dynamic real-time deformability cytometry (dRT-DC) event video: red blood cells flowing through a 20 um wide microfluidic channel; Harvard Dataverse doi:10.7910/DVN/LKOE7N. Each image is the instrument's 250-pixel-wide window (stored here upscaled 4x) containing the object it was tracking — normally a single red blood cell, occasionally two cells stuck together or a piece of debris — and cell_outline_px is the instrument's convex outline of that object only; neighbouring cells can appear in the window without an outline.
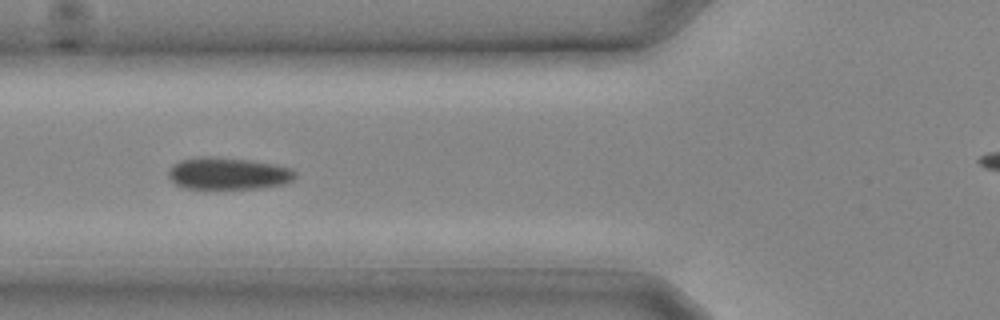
{"species": "common noctule bat (a hibernating species)", "species_latin": "Nyctalus noctula", "temperature_condition": "cold", "stored_images_in_passage": 12, "camera_frame_rate_fps": 3000, "um_per_image_px": 0.085, "animal": {"sex": "male", "body_mass_g": 20.4}, "frame": {"image": 1, "passage_image": 9, "time_ms": 2.667, "image_size_px": [1000, 320], "cell_outline_px": [[296, 176], [292, 180], [284, 184], [256, 188], [184, 188], [176, 184], [168, 176], [168, 172], [172, 164], [180, 160], [200, 156], [212, 156], [252, 160], [276, 164], [292, 168], [296, 172]], "centroid_in_image_um": [19.4, 14.73], "position_along_channel_um": 106.4, "area_um2": 23.81}}
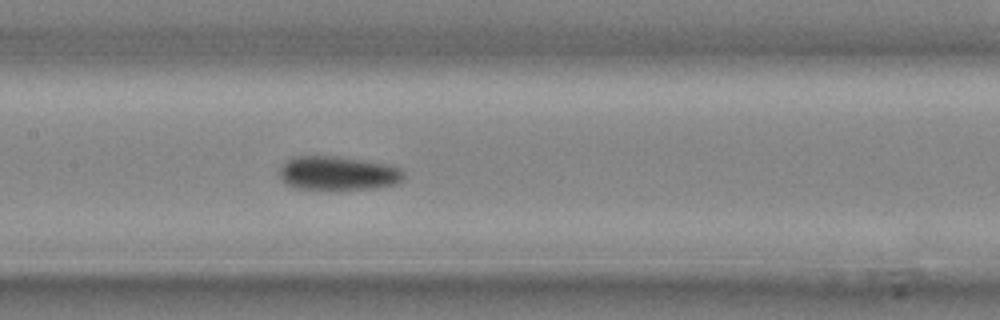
{"frame": {"image": 2, "passage_image": 12, "time_ms": 3.667, "image_size_px": [1000, 320], "cell_outline_px": [[404, 176], [396, 184], [372, 188], [328, 192], [296, 188], [288, 184], [280, 176], [280, 168], [292, 156], [340, 156], [392, 164], [404, 168]], "centroid_in_image_um": [28.77, 14.74], "position_along_channel_um": 178.6, "area_um2": 25.49}}